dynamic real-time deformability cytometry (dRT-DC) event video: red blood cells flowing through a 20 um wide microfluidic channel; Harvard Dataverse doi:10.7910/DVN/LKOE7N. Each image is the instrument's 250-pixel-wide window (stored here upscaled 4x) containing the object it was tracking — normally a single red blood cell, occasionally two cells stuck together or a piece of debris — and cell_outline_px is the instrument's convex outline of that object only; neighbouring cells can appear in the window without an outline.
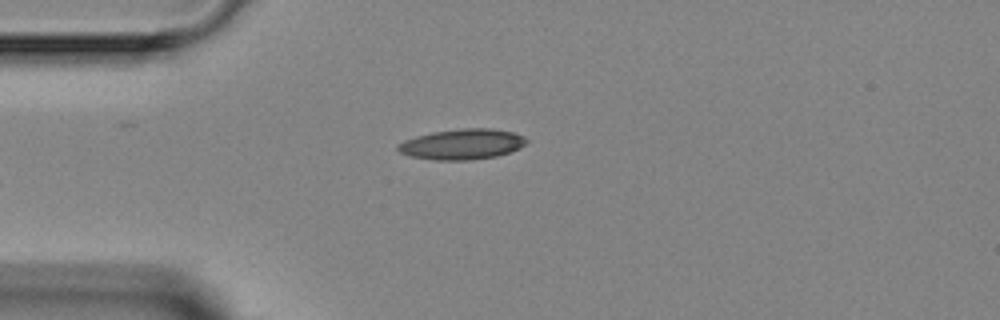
{"species": "Egyptian fruit bat (a non-hibernating species)", "species_latin": "Rousettus aegyptiacus", "temperature_condition": "room temperature", "stored_images_in_passage": 4, "camera_frame_rate_fps": 3000, "um_per_image_px": 0.085, "animal": {"sex": "female"}, "frame": {"image": 1, "passage_image": 4, "time_ms": 3.333, "image_size_px": [1000, 320], "cell_outline_px": [[528, 140], [520, 148], [496, 156], [472, 160], [432, 160], [412, 156], [400, 152], [396, 148], [396, 144], [404, 140], [416, 136], [432, 132], [464, 128], [492, 128], [512, 132], [524, 136]], "centroid_in_image_um": [39.26, 12.25], "position_along_channel_um": 45.7, "area_um2": 22.83}}